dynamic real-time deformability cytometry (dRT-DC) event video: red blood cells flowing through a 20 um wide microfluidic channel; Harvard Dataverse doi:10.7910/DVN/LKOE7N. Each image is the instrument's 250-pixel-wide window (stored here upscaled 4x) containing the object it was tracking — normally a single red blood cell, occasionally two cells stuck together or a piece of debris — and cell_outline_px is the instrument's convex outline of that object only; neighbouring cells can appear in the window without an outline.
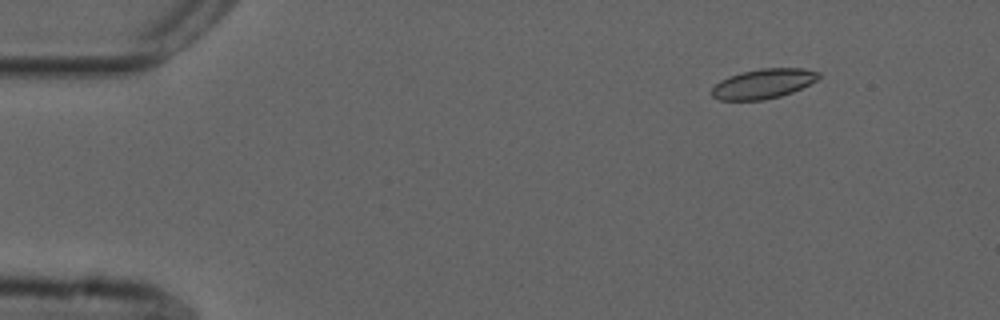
{"species": "common noctule bat (a hibernating species)", "species_latin": "Nyctalus noctula", "temperature_condition": "cold", "stored_images_in_passage": 50, "camera_frame_rate_fps": 3000, "um_per_image_px": 0.085, "animal": {"sex": "male", "forearm_length_mm": 52.5}, "frame": {"image": 1, "passage_image": 1, "time_ms": 0.0, "image_size_px": [1000, 320], "cell_outline_px": [[820, 76], [816, 80], [792, 92], [780, 96], [764, 100], [720, 100], [712, 96], [712, 88], [720, 80], [728, 76], [740, 72], [760, 68], [804, 68], [820, 72]], "centroid_in_image_um": [64.86, 7.1], "position_along_channel_um": 20.1, "area_um2": 18.5}}
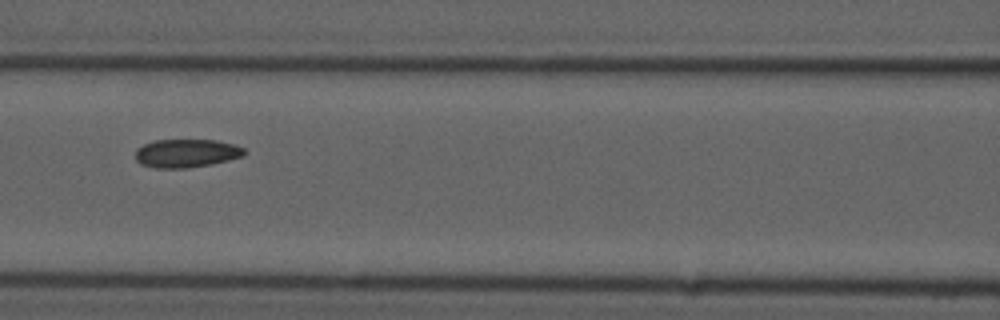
{"frame": {"image": 2, "passage_image": 19, "time_ms": 6.0, "image_size_px": [1000, 320], "cell_outline_px": [[248, 152], [244, 156], [212, 164], [188, 168], [156, 168], [140, 164], [136, 160], [136, 148], [144, 144], [156, 140], [216, 140], [236, 144], [244, 148]], "centroid_in_image_um": [15.88, 13.03], "position_along_channel_um": 150.7, "area_um2": 18.21}}
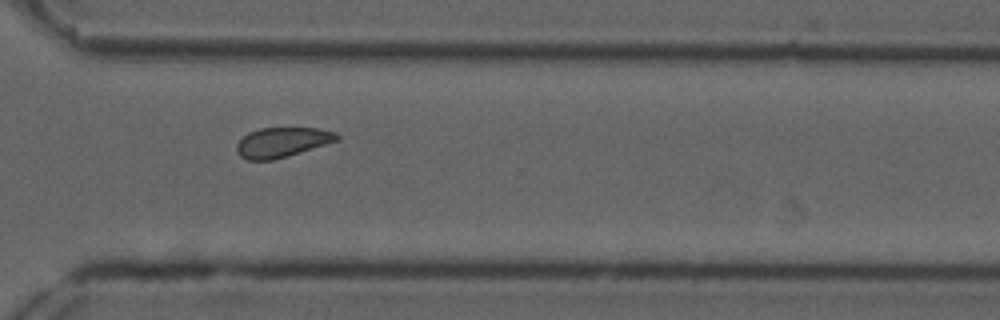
{"frame": {"image": 3, "passage_image": 35, "time_ms": 11.333, "image_size_px": [1000, 320], "cell_outline_px": [[340, 140], [288, 156], [272, 160], [248, 160], [240, 156], [236, 152], [236, 144], [248, 132], [260, 128], [316, 128], [336, 132], [340, 136]], "centroid_in_image_um": [23.99, 12.09], "position_along_channel_um": 346.6, "area_um2": 17.51}, "authors_computed_cell_mechanics": {"area_um2": 18.3226, "velocity_mm_per_s": 3.6768, "shape_relaxation_time_tau1_ms": 8.8264, "shape_relaxation_time_tau2_ms": 3.7371, "deformation_change_tau1": 0.1364, "deformation_change_tau2": 0.0756}}